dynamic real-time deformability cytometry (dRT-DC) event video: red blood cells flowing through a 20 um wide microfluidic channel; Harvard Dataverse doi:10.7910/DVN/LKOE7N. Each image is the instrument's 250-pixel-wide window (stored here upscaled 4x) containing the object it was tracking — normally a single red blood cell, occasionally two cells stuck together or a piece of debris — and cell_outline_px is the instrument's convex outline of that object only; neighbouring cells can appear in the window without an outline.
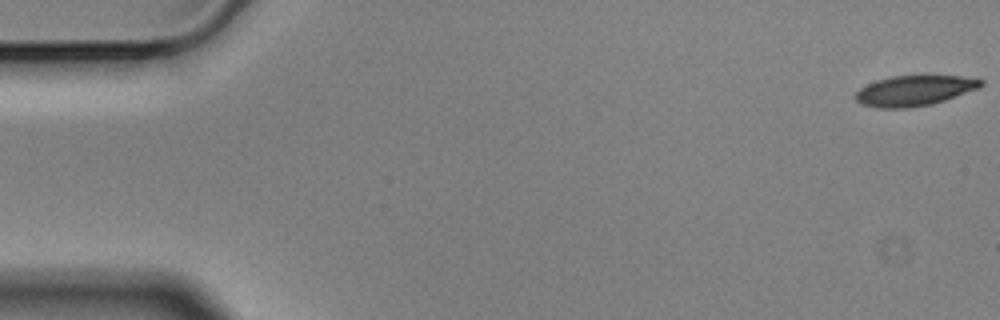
{"species": "Egyptian fruit bat (a non-hibernating species)", "species_latin": "Rousettus aegyptiacus", "temperature_condition": "cold", "stored_images_in_passage": 57, "camera_frame_rate_fps": 3000, "um_per_image_px": 0.085, "animal": {"sex": "male"}, "frame": {"image": 1, "passage_image": 1, "time_ms": 0.0, "image_size_px": [1000, 320], "cell_outline_px": [[984, 84], [980, 88], [932, 104], [908, 108], [880, 108], [860, 104], [852, 96], [860, 88], [876, 80], [892, 76], [960, 76], [984, 80]], "centroid_in_image_um": [77.7, 7.71], "position_along_channel_um": 7.3, "area_um2": 22.2}}
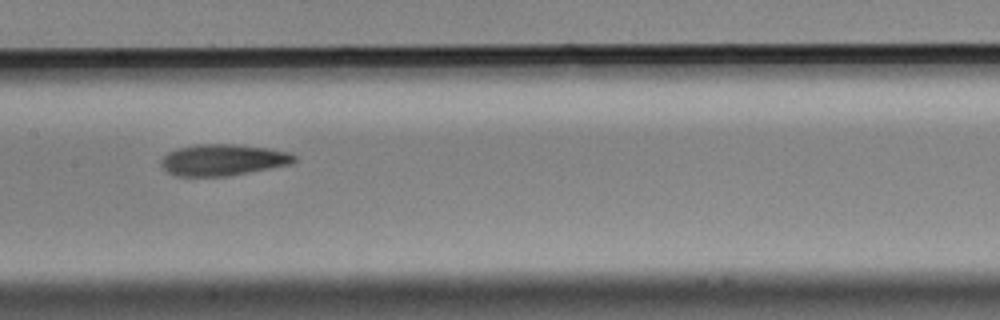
{"frame": {"image": 2, "passage_image": 28, "time_ms": 9.0, "image_size_px": [1000, 320], "cell_outline_px": [[296, 160], [292, 164], [272, 168], [228, 176], [176, 176], [168, 172], [160, 164], [160, 160], [168, 152], [176, 148], [196, 144], [232, 144], [268, 148], [292, 152], [296, 156]], "centroid_in_image_um": [18.97, 13.59], "position_along_channel_um": 188.4, "area_um2": 24.57}}
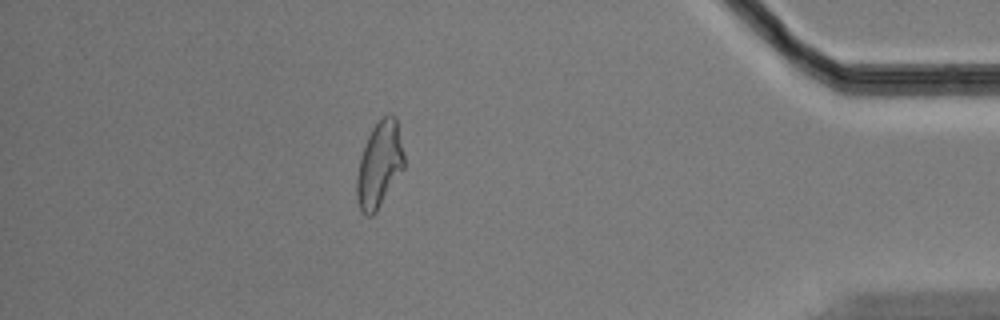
{"frame": {"image": 3, "passage_image": 50, "time_ms": 16.333, "image_size_px": [1000, 320], "cell_outline_px": [[404, 168], [376, 212], [372, 216], [368, 216], [360, 212], [356, 196], [356, 180], [360, 160], [368, 136], [372, 128], [388, 112], [392, 112], [396, 116], [404, 156]], "centroid_in_image_um": [32.25, 14.0], "position_along_channel_um": 402.9, "area_um2": 23.58}, "authors_computed_cell_mechanics": {"area_um2": 23.987, "velocity_mm_per_s": 3.528, "shape_relaxation_time_tau1_ms": 9.3795, "shape_relaxation_time_tau2_ms": 5.3455, "deformation_change_tau1": 0.2151, "deformation_change_tau2": 0.1448}}